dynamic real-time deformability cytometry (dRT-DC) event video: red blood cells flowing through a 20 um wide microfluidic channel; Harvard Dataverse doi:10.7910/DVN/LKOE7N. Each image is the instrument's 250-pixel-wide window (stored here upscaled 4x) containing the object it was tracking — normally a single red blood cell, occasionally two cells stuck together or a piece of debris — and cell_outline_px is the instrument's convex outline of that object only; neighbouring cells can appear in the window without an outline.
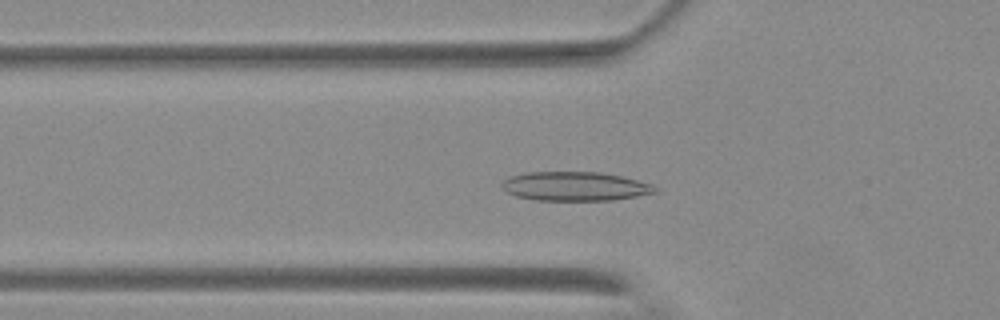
{"species": "Egyptian fruit bat (a non-hibernating species)", "species_latin": "Rousettus aegyptiacus", "temperature_condition": "warm", "stored_images_in_passage": 48, "camera_frame_rate_fps": 3000, "um_per_image_px": 0.085, "animal": {"sex": "female"}, "frame": {"image": 1, "passage_image": 11, "time_ms": 3.333, "image_size_px": [1000, 320], "cell_outline_px": [[660, 192], [612, 200], [536, 200], [516, 196], [500, 188], [500, 184], [504, 180], [512, 176], [528, 172], [600, 172], [620, 176], [652, 184]], "centroid_in_image_um": [48.87, 15.84], "position_along_channel_um": 76.9, "area_um2": 25.84}}
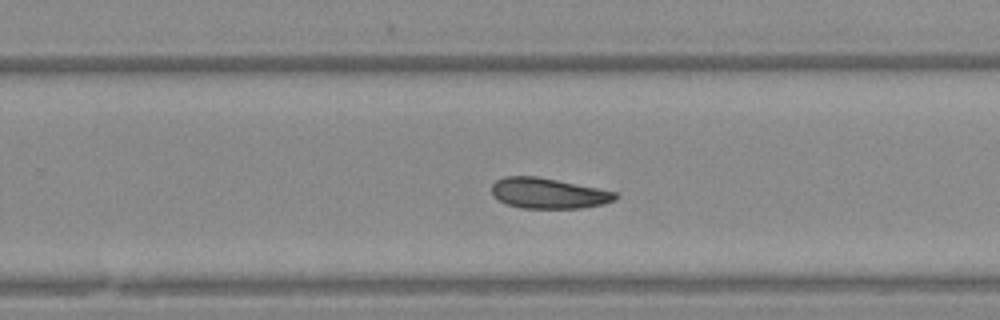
{"frame": {"image": 2, "passage_image": 28, "time_ms": 9.0, "image_size_px": [1000, 320], "cell_outline_px": [[616, 196], [612, 200], [604, 204], [580, 208], [520, 208], [508, 204], [492, 196], [492, 184], [496, 180], [504, 176], [536, 176], [616, 192]], "centroid_in_image_um": [46.55, 16.43], "position_along_channel_um": 283.3, "area_um2": 21.68}}
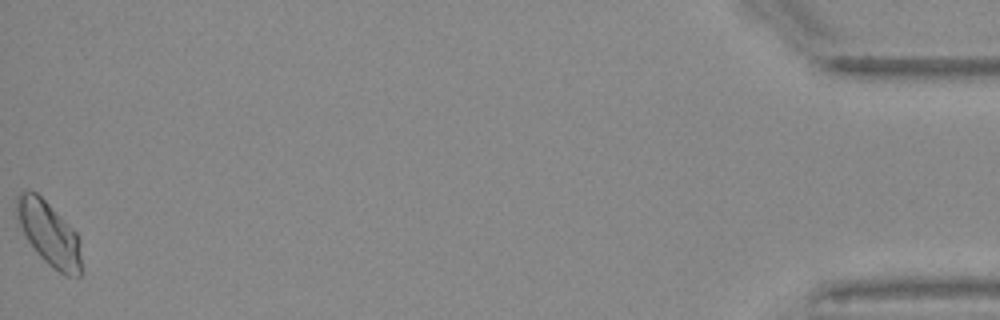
{"frame": {"image": 3, "passage_image": 48, "time_ms": 15.667, "image_size_px": [1000, 320], "cell_outline_px": [[84, 272], [80, 276], [64, 276], [48, 264], [36, 252], [28, 240], [16, 216], [16, 196], [20, 192], [36, 192], [76, 232], [80, 240]], "centroid_in_image_um": [4.23, 19.93], "position_along_channel_um": 431.0, "area_um2": 24.1}}